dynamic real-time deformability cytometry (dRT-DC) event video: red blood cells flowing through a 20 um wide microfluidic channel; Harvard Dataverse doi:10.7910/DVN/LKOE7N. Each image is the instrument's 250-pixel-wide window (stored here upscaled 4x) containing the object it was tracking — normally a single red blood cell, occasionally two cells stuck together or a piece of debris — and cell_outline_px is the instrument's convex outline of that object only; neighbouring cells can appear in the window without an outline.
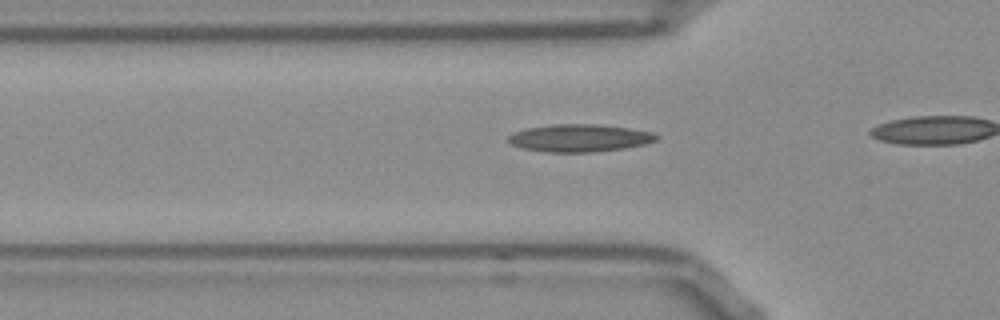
{"species": "Egyptian fruit bat (a non-hibernating species)", "species_latin": "Rousettus aegyptiacus", "temperature_condition": "room temperature", "stored_images_in_passage": 12, "camera_frame_rate_fps": 3000, "um_per_image_px": 0.085, "frame": {"image": 1, "passage_image": 7, "time_ms": 2.0, "image_size_px": [1000, 320], "cell_outline_px": [[660, 136], [656, 140], [644, 144], [624, 148], [592, 152], [548, 152], [520, 148], [512, 144], [508, 140], [508, 136], [524, 128], [552, 124], [596, 124], [628, 128], [652, 132]], "centroid_in_image_um": [49.24, 11.73], "position_along_channel_um": 76.6, "area_um2": 23.7}}
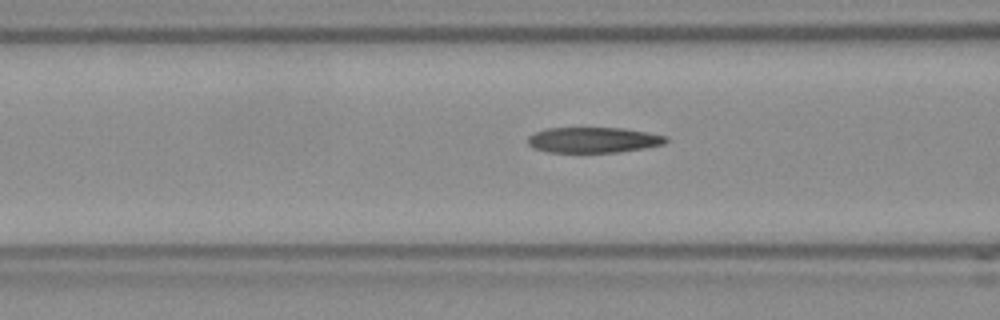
{"frame": {"image": 2, "passage_image": 10, "time_ms": 3.0, "image_size_px": [1000, 320], "cell_outline_px": [[668, 140], [664, 144], [644, 148], [620, 152], [548, 152], [532, 148], [528, 144], [528, 136], [544, 128], [624, 128], [648, 132], [668, 136]], "centroid_in_image_um": [50.44, 11.89], "position_along_channel_um": 116.2, "area_um2": 20.69}}